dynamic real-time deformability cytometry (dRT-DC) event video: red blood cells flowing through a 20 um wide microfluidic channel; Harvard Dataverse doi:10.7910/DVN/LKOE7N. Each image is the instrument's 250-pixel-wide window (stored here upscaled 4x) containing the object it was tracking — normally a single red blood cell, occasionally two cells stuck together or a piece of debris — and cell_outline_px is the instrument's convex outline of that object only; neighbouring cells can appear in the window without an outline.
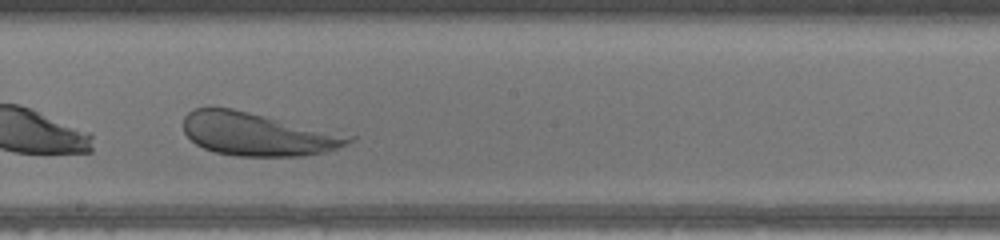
{"species": "human", "species_latin": "Homo sapiens", "temperature_condition": "warm", "stored_images_in_passage": 29, "camera_frame_rate_fps": 3000, "um_per_image_px": 0.085, "donor": {"sex": "male"}, "frame": {"image": 1, "passage_image": 17, "time_ms": 5.333, "image_size_px": [1000, 240], "cell_outline_px": [[356, 140], [348, 144], [324, 152], [304, 156], [236, 156], [216, 152], [204, 148], [196, 144], [184, 132], [184, 116], [188, 112], [196, 108], [232, 108], [356, 136]], "centroid_in_image_um": [21.92, 11.41], "position_along_channel_um": 226.3, "area_um2": 41.38}, "authors_computed_cell_mechanics": {"area_um2": 49.7658, "velocity_mm_per_s": 4.4089, "shape_relaxation_time_tau1_ms": 3.8529, "shape_relaxation_time_tau2_ms": null, "deformation_change_tau1": 0.1631, "deformation_change_tau2": null}}